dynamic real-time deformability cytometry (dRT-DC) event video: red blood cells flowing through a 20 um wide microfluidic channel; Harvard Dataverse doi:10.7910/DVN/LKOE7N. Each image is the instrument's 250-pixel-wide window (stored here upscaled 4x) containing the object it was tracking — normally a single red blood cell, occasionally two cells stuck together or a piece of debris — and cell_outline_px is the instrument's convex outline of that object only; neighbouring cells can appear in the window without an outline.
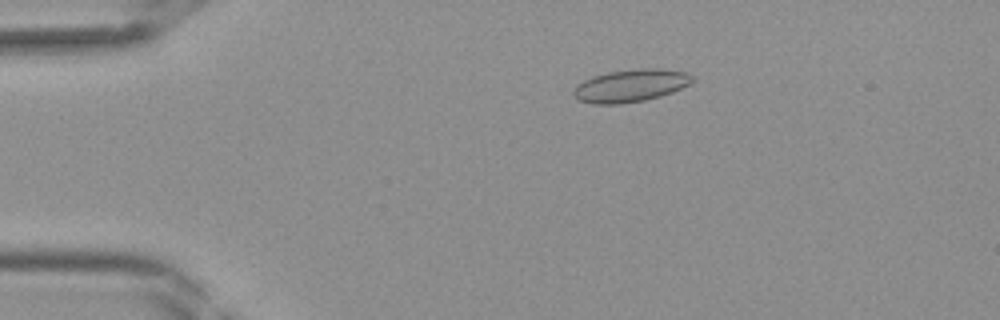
{"species": "Egyptian fruit bat (a non-hibernating species)", "species_latin": "Rousettus aegyptiacus", "temperature_condition": "room temperature", "stored_images_in_passage": 41, "camera_frame_rate_fps": 3000, "um_per_image_px": 0.085, "frame": {"image": 1, "passage_image": 8, "time_ms": 2.333, "image_size_px": [1000, 320], "cell_outline_px": [[696, 80], [672, 92], [660, 96], [644, 100], [620, 104], [592, 104], [580, 100], [572, 92], [576, 84], [592, 76], [608, 72], [636, 68], [660, 68], [688, 72]], "centroid_in_image_um": [53.61, 7.26], "position_along_channel_um": 31.4, "area_um2": 22.66}}
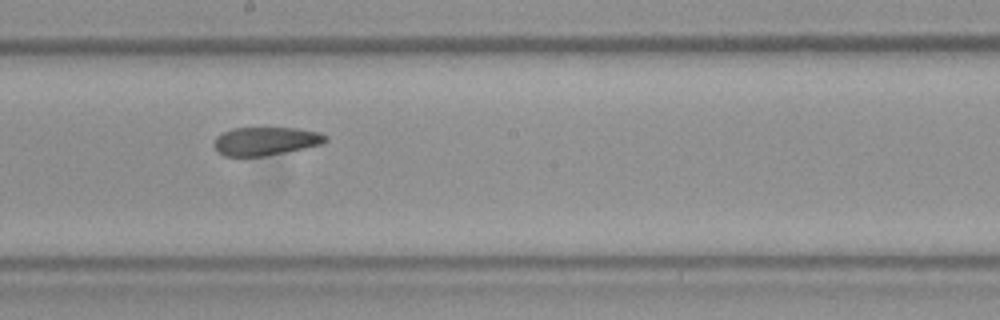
{"frame": {"image": 2, "passage_image": 23, "time_ms": 7.333, "image_size_px": [1000, 320], "cell_outline_px": [[328, 140], [320, 144], [284, 152], [264, 156], [224, 156], [216, 152], [212, 144], [216, 136], [232, 128], [296, 128], [320, 132], [328, 136]], "centroid_in_image_um": [22.53, 11.99], "position_along_channel_um": 225.7, "area_um2": 18.44}}
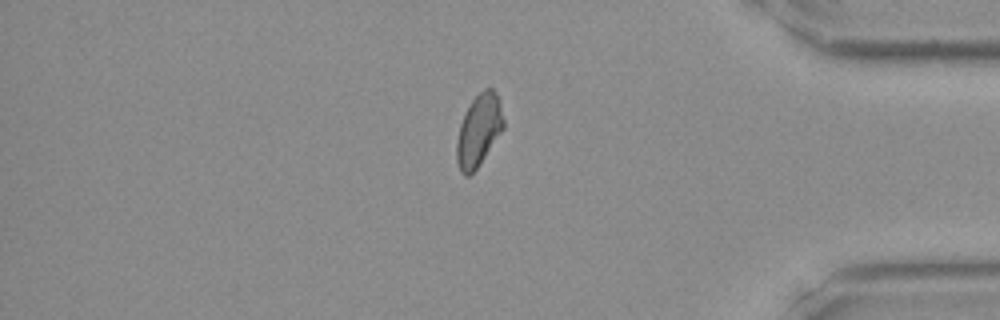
{"frame": {"image": 3, "passage_image": 35, "time_ms": 11.333, "image_size_px": [1000, 320], "cell_outline_px": [[504, 128], [476, 168], [468, 176], [464, 176], [460, 172], [456, 160], [456, 140], [460, 124], [464, 112], [472, 100], [484, 88], [492, 88], [496, 92], [500, 100], [504, 120]], "centroid_in_image_um": [40.68, 11.06], "position_along_channel_um": 394.5, "area_um2": 19.65}}